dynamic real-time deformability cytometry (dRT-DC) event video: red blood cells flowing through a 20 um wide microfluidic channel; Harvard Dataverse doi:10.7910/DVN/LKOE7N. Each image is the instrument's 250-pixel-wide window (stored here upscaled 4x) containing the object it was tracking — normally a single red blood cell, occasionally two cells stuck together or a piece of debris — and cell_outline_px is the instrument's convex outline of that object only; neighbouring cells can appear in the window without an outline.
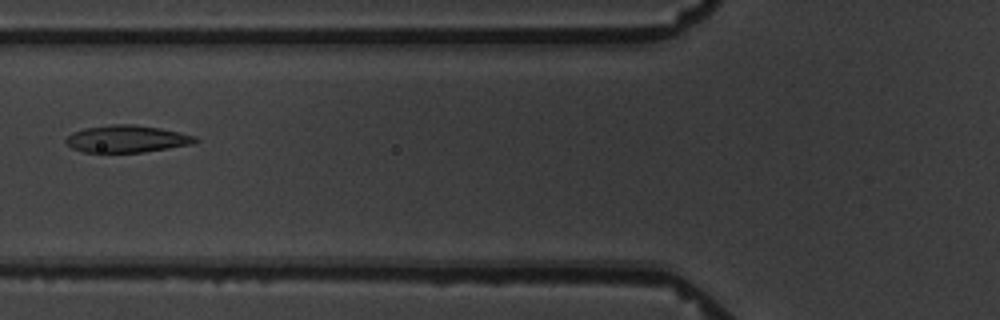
{"species": "common noctule bat (a hibernating species)", "species_latin": "Nyctalus noctula", "temperature_condition": "warm", "stored_images_in_passage": 6, "camera_frame_rate_fps": 3000, "um_per_image_px": 0.085, "animal": {"sex": "male", "body_mass_g": 19.5, "forearm_length_mm": 54.6}, "frame": {"image": 1, "passage_image": 2, "time_ms": 1.333, "image_size_px": [1000, 320], "cell_outline_px": [[200, 140], [192, 144], [144, 152], [84, 152], [72, 148], [64, 140], [72, 132], [84, 128], [112, 124], [132, 124], [160, 128], [180, 132], [196, 136]], "centroid_in_image_um": [10.79, 11.8], "position_along_channel_um": 115.0, "area_um2": 20.46}}
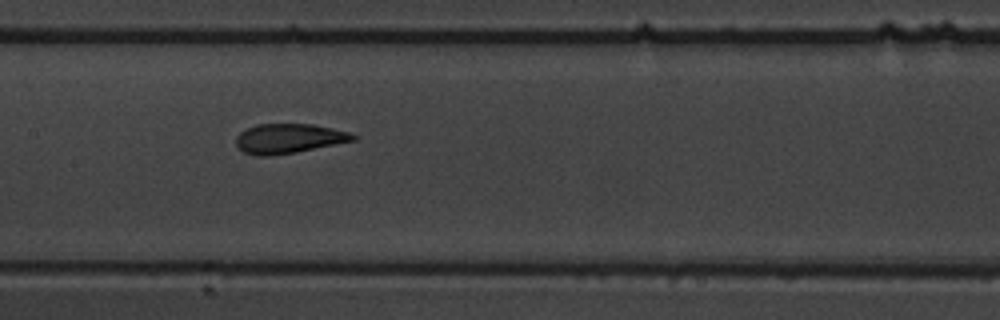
{"frame": {"image": 2, "passage_image": 4, "time_ms": 3.333, "image_size_px": [1000, 320], "cell_outline_px": [[356, 140], [296, 152], [268, 156], [256, 156], [244, 152], [236, 148], [236, 136], [240, 132], [256, 124], [312, 124], [332, 128], [348, 132], [356, 136]], "centroid_in_image_um": [24.5, 11.78], "position_along_channel_um": 182.9, "area_um2": 20.17}}
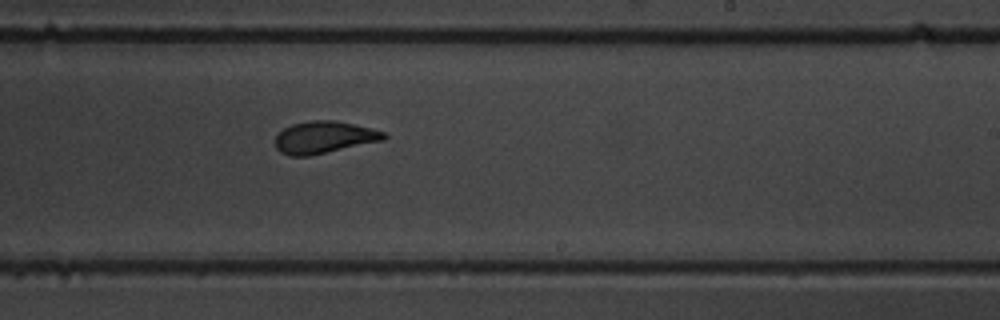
{"frame": {"image": 3, "passage_image": 6, "time_ms": 5.667, "image_size_px": [1000, 320], "cell_outline_px": [[388, 136], [384, 140], [308, 156], [288, 156], [280, 152], [276, 148], [276, 136], [284, 128], [292, 124], [312, 120], [336, 120], [384, 132]], "centroid_in_image_um": [27.52, 11.67], "position_along_channel_um": 261.5, "area_um2": 20.11}}